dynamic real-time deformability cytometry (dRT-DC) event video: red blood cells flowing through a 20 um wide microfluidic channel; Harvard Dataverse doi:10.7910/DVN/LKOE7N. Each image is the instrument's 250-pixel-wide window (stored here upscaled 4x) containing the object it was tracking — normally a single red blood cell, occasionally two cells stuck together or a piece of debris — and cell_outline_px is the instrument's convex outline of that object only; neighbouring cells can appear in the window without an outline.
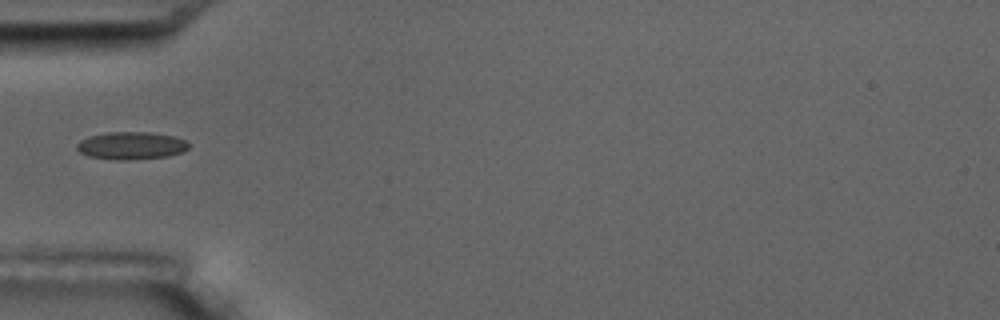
{"species": "common noctule bat (a hibernating species)", "species_latin": "Nyctalus noctula", "temperature_condition": "room temperature", "stored_images_in_passage": 2, "camera_frame_rate_fps": 3000, "um_per_image_px": 0.085, "animal": {"sex": "male", "body_mass_g": 17.5, "forearm_length_mm": 52.3}, "frame": {"image": 1, "passage_image": 1, "time_ms": 0.0, "image_size_px": [1000, 320], "cell_outline_px": [[188, 148], [184, 152], [168, 156], [128, 160], [116, 160], [88, 156], [80, 152], [76, 148], [76, 144], [80, 140], [88, 136], [108, 132], [148, 132], [172, 136], [184, 140], [188, 144]], "centroid_in_image_um": [11.12, 12.38], "position_along_channel_um": 73.9, "area_um2": 17.98}}